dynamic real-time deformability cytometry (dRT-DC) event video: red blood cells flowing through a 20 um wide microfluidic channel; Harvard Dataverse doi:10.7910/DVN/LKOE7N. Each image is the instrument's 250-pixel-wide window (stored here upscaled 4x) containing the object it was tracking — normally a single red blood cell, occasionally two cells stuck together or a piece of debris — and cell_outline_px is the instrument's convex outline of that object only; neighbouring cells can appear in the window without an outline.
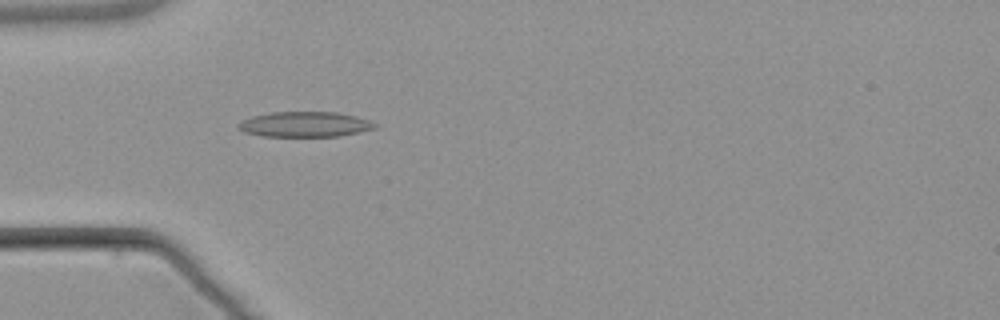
{"species": "common noctule bat (a hibernating species)", "species_latin": "Nyctalus noctula", "temperature_condition": "warm", "stored_images_in_passage": 4, "camera_frame_rate_fps": 3000, "um_per_image_px": 0.085, "animal": {"sex": "male", "body_mass_g": 21.5, "forearm_length_mm": 52.0}, "frame": {"image": 1, "passage_image": 4, "time_ms": 4.0, "image_size_px": [1000, 320], "cell_outline_px": [[376, 128], [360, 132], [340, 136], [260, 136], [244, 132], [236, 128], [236, 124], [252, 116], [272, 112], [336, 112], [356, 116], [368, 120], [376, 124]], "centroid_in_image_um": [25.89, 10.57], "position_along_channel_um": 59.1, "area_um2": 20.11}}